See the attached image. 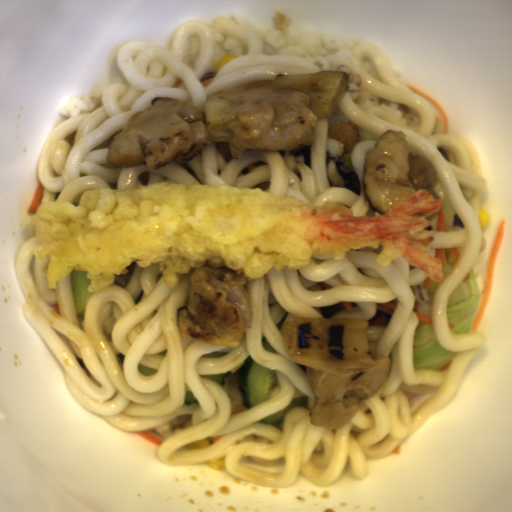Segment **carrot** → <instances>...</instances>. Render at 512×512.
Listing matches in <instances>:
<instances>
[{
  "mask_svg": "<svg viewBox=\"0 0 512 512\" xmlns=\"http://www.w3.org/2000/svg\"><path fill=\"white\" fill-rule=\"evenodd\" d=\"M505 232V220H502L495 234V238L487 260L483 297L471 325L473 331L478 330L485 314L493 285L494 269Z\"/></svg>",
  "mask_w": 512,
  "mask_h": 512,
  "instance_id": "obj_1",
  "label": "carrot"
},
{
  "mask_svg": "<svg viewBox=\"0 0 512 512\" xmlns=\"http://www.w3.org/2000/svg\"><path fill=\"white\" fill-rule=\"evenodd\" d=\"M397 307L396 298L391 302H377L375 304V316L368 320V327H386Z\"/></svg>",
  "mask_w": 512,
  "mask_h": 512,
  "instance_id": "obj_2",
  "label": "carrot"
},
{
  "mask_svg": "<svg viewBox=\"0 0 512 512\" xmlns=\"http://www.w3.org/2000/svg\"><path fill=\"white\" fill-rule=\"evenodd\" d=\"M44 190H45V188H44L43 184L39 181L34 190L29 208L27 210L28 214L34 215L37 212V210L40 208Z\"/></svg>",
  "mask_w": 512,
  "mask_h": 512,
  "instance_id": "obj_3",
  "label": "carrot"
},
{
  "mask_svg": "<svg viewBox=\"0 0 512 512\" xmlns=\"http://www.w3.org/2000/svg\"><path fill=\"white\" fill-rule=\"evenodd\" d=\"M134 435L141 437L151 443L158 445L159 447L163 444V440L149 433L148 431H133Z\"/></svg>",
  "mask_w": 512,
  "mask_h": 512,
  "instance_id": "obj_4",
  "label": "carrot"
},
{
  "mask_svg": "<svg viewBox=\"0 0 512 512\" xmlns=\"http://www.w3.org/2000/svg\"><path fill=\"white\" fill-rule=\"evenodd\" d=\"M437 212V232H447L446 219L441 211Z\"/></svg>",
  "mask_w": 512,
  "mask_h": 512,
  "instance_id": "obj_5",
  "label": "carrot"
},
{
  "mask_svg": "<svg viewBox=\"0 0 512 512\" xmlns=\"http://www.w3.org/2000/svg\"><path fill=\"white\" fill-rule=\"evenodd\" d=\"M415 315L419 321V325L420 324H428V325L432 326V317H430L426 314L423 315V314L417 313V311L415 312Z\"/></svg>",
  "mask_w": 512,
  "mask_h": 512,
  "instance_id": "obj_6",
  "label": "carrot"
}]
</instances>
